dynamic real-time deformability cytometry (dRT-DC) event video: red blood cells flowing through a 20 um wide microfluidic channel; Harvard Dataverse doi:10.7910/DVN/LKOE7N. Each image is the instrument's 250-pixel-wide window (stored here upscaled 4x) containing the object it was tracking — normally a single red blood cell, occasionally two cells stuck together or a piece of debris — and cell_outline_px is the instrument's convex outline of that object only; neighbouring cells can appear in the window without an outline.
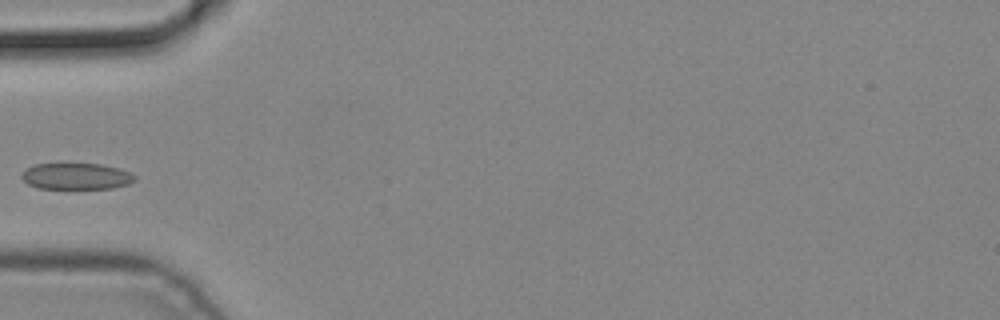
{"species": "common noctule bat (a hibernating species)", "species_latin": "Nyctalus noctula", "temperature_condition": "cold", "stored_images_in_passage": 3, "camera_frame_rate_fps": 3000, "um_per_image_px": 0.085, "animal": {"sex": "male", "body_mass_g": 19.2, "forearm_length_mm": 51.8}, "frame": {"image": 1, "passage_image": 3, "time_ms": 0.667, "image_size_px": [1000, 320], "cell_outline_px": [[136, 180], [128, 184], [112, 188], [36, 188], [28, 184], [20, 176], [28, 168], [36, 164], [100, 164], [116, 168], [128, 172], [136, 176]], "centroid_in_image_um": [6.48, 14.99], "position_along_channel_um": 78.5, "area_um2": 17.05}}